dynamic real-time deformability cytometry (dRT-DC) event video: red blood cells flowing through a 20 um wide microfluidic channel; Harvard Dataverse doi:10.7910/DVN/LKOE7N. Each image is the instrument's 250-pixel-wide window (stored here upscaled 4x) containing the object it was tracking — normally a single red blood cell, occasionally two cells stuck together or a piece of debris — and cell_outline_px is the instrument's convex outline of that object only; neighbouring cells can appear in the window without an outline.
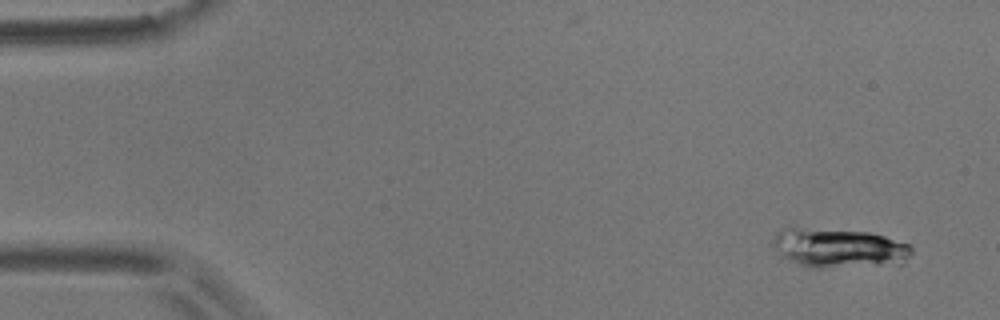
{"species": "common noctule bat (a hibernating species)", "species_latin": "Nyctalus noctula", "temperature_condition": "room temperature", "stored_images_in_passage": 4, "camera_frame_rate_fps": 3000, "um_per_image_px": 0.085, "animal": {"sex": "male", "body_mass_g": 17.9}, "frame": {"image": 1, "passage_image": 1, "time_ms": 0.0, "image_size_px": [1000, 320], "cell_outline_px": [[912, 252], [904, 264], [824, 268], [812, 268], [800, 264], [780, 256], [772, 240], [776, 232], [788, 224], [868, 232], [884, 236], [912, 244]], "centroid_in_image_um": [71.28, 21.04], "position_along_channel_um": 13.7, "area_um2": 32.89}}
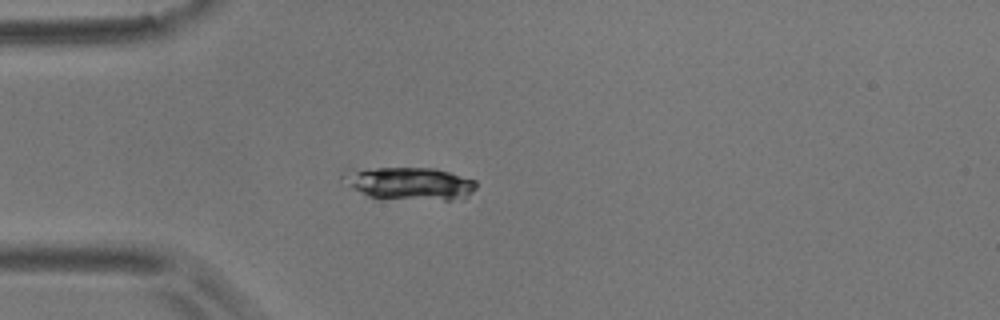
{"frame": {"image": 2, "passage_image": 4, "time_ms": 4.333, "image_size_px": [1000, 320], "cell_outline_px": [[476, 188], [464, 200], [444, 200], [368, 196], [352, 188], [340, 176], [356, 172], [376, 168], [436, 168], [476, 180]], "centroid_in_image_um": [34.98, 15.61], "position_along_channel_um": 50.0, "area_um2": 24.62}}